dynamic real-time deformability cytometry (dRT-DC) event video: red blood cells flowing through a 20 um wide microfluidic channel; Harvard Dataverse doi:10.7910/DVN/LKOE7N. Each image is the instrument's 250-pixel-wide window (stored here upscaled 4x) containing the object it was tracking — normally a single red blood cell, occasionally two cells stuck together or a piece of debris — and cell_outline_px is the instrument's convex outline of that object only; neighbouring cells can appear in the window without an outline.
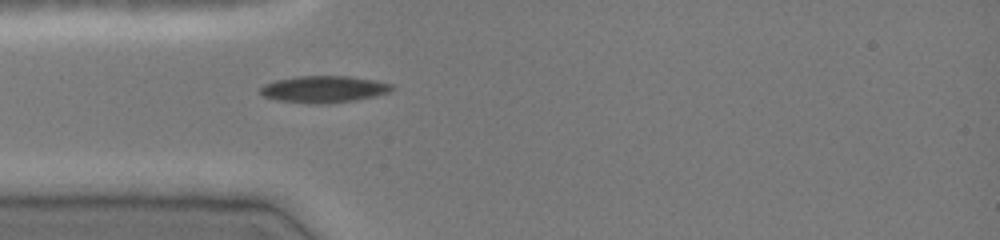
{"species": "common noctule bat (a hibernating species)", "species_latin": "Nyctalus noctula", "temperature_condition": "cold", "stored_images_in_passage": 34, "camera_frame_rate_fps": 3000, "um_per_image_px": 0.085, "animal": {"sex": "female", "body_mass_g": 19.0, "forearm_length_mm": 51.5}, "frame": {"image": 1, "passage_image": 1, "time_ms": 0.0, "image_size_px": [1000, 240], "cell_outline_px": [[396, 88], [388, 92], [376, 96], [356, 100], [324, 104], [312, 104], [276, 100], [264, 96], [260, 92], [260, 88], [264, 84], [276, 80], [296, 76], [348, 76], [376, 80], [392, 84]], "centroid_in_image_um": [27.54, 7.58], "position_along_channel_um": 57.5, "area_um2": 20.69}}
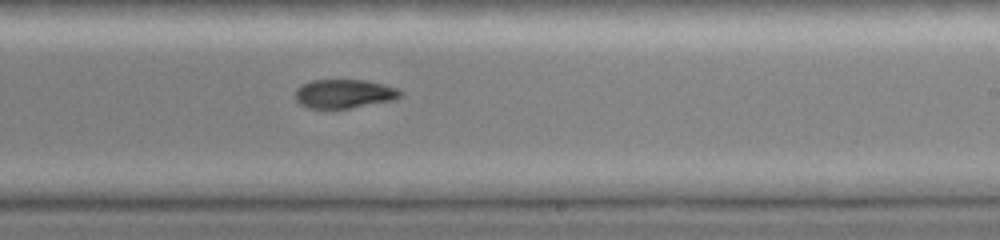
{"frame": {"image": 2, "passage_image": 16, "time_ms": 5.0, "image_size_px": [1000, 240], "cell_outline_px": [[404, 96], [396, 100], [348, 108], [308, 108], [300, 104], [296, 100], [296, 88], [312, 80], [364, 80], [384, 84], [400, 88], [404, 92]], "centroid_in_image_um": [29.34, 7.97], "position_along_channel_um": 259.7, "area_um2": 17.86}}
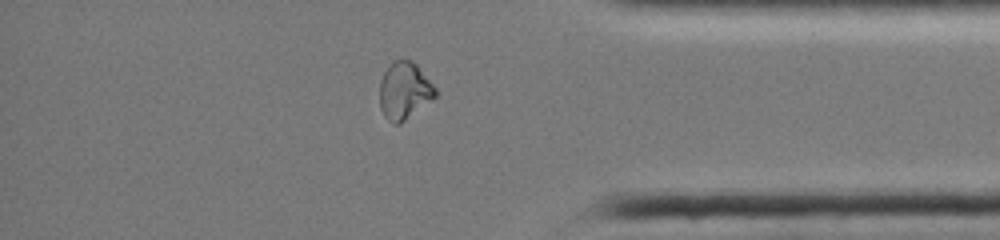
{"frame": {"image": 3, "passage_image": 27, "time_ms": 8.667, "image_size_px": [1000, 240], "cell_outline_px": [[436, 96], [432, 100], [400, 124], [392, 124], [384, 116], [380, 108], [380, 80], [384, 72], [400, 56], [412, 60], [416, 64], [436, 88]], "centroid_in_image_um": [34.37, 7.71], "position_along_channel_um": 400.8, "area_um2": 18.67}, "authors_computed_cell_mechanics": {"area_um2": 19.074, "velocity_mm_per_s": 4.0843, "shape_relaxation_time_tau1_ms": null, "shape_relaxation_time_tau2_ms": 3.4473, "deformation_change_tau1": null, "deformation_change_tau2": 0.0646}}